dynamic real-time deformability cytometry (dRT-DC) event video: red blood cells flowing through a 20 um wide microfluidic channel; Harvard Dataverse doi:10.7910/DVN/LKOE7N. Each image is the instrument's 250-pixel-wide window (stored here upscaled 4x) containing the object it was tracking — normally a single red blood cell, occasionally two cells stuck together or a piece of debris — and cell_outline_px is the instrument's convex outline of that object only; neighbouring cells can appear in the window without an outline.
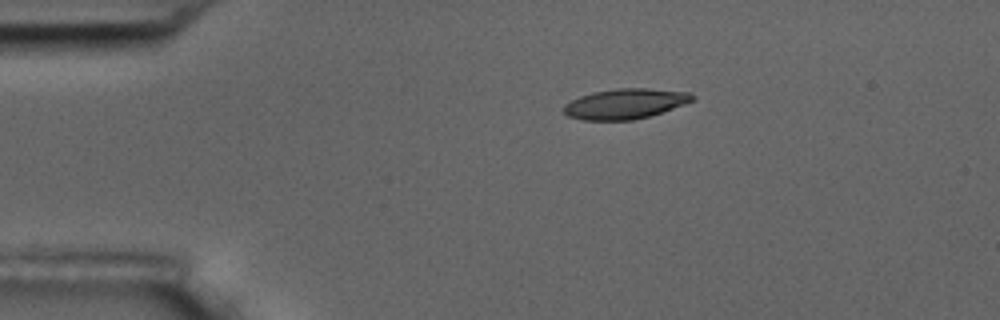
{"species": "common noctule bat (a hibernating species)", "species_latin": "Nyctalus noctula", "temperature_condition": "room temperature", "stored_images_in_passage": 7, "camera_frame_rate_fps": 3000, "um_per_image_px": 0.085, "animal": {"sex": "male", "body_mass_g": 17.5, "forearm_length_mm": 52.3}, "frame": {"image": 1, "passage_image": 1, "time_ms": 0.0, "image_size_px": [1000, 320], "cell_outline_px": [[696, 100], [652, 116], [632, 120], [580, 120], [568, 116], [564, 112], [564, 104], [580, 96], [596, 92], [620, 88], [644, 88], [692, 92], [696, 96]], "centroid_in_image_um": [53.21, 8.83], "position_along_channel_um": 31.8, "area_um2": 22.77}}
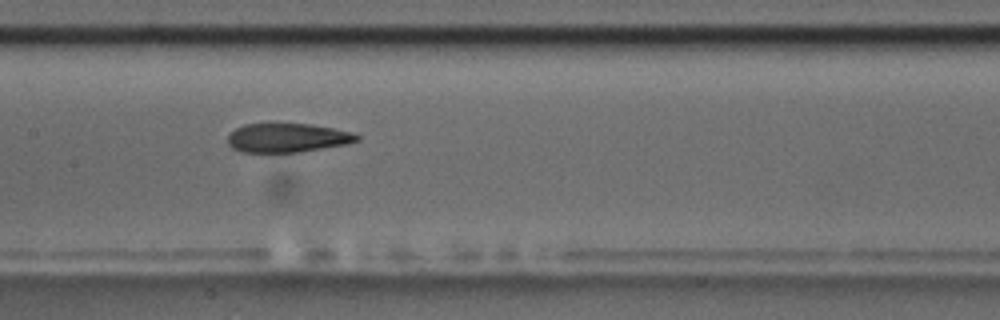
{"frame": {"image": 2, "passage_image": 6, "time_ms": 5.667, "image_size_px": [1000, 320], "cell_outline_px": [[360, 140], [348, 144], [300, 152], [244, 152], [232, 148], [228, 144], [228, 136], [236, 128], [244, 124], [312, 124], [352, 132], [360, 136]], "centroid_in_image_um": [24.46, 11.72], "position_along_channel_um": 182.9, "area_um2": 21.79}}
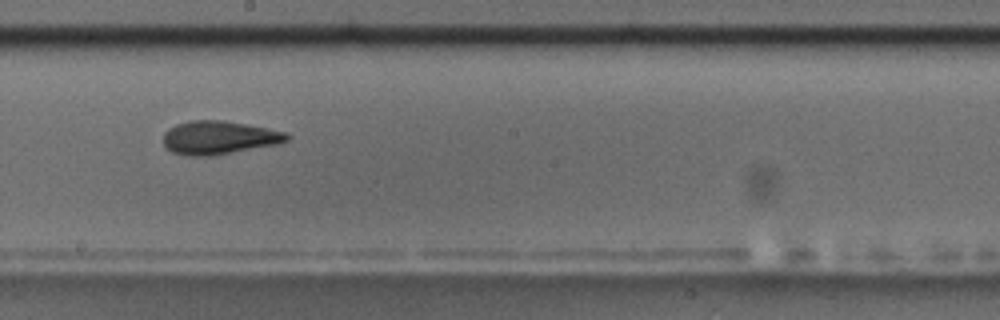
{"frame": {"image": 3, "passage_image": 7, "time_ms": 7.0, "image_size_px": [1000, 320], "cell_outline_px": [[292, 136], [288, 140], [276, 144], [212, 156], [188, 156], [172, 152], [164, 144], [164, 132], [168, 128], [176, 124], [192, 120], [224, 120], [268, 128], [288, 132]], "centroid_in_image_um": [18.62, 11.69], "position_along_channel_um": 229.6, "area_um2": 24.1}}